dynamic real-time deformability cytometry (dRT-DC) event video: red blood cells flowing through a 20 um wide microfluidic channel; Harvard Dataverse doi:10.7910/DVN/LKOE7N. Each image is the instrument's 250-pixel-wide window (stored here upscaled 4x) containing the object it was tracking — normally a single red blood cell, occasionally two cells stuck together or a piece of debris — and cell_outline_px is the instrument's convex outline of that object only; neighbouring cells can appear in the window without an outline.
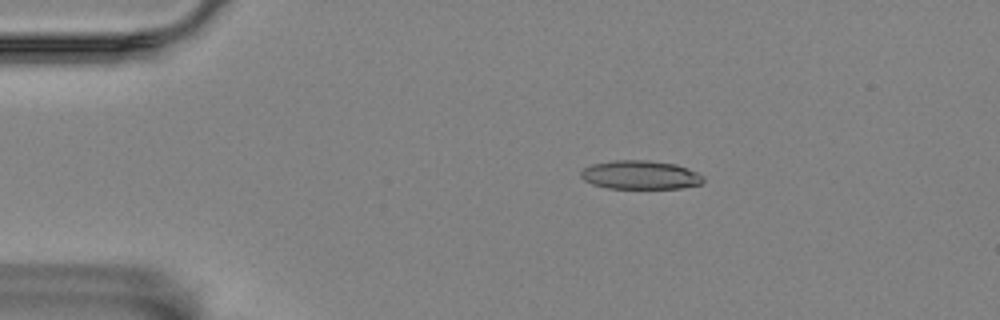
{"species": "Egyptian fruit bat (a non-hibernating species)", "species_latin": "Rousettus aegyptiacus", "temperature_condition": "room temperature", "stored_images_in_passage": 51, "camera_frame_rate_fps": 3000, "um_per_image_px": 0.085, "animal": {"sex": "female"}, "frame": {"image": 1, "passage_image": 5, "time_ms": 1.333, "image_size_px": [1000, 320], "cell_outline_px": [[704, 180], [700, 184], [680, 188], [608, 188], [592, 184], [584, 180], [580, 176], [580, 172], [584, 168], [592, 164], [612, 160], [648, 160], [676, 164], [696, 172], [704, 176]], "centroid_in_image_um": [54.4, 14.86], "position_along_channel_um": 30.6, "area_um2": 20.46}}
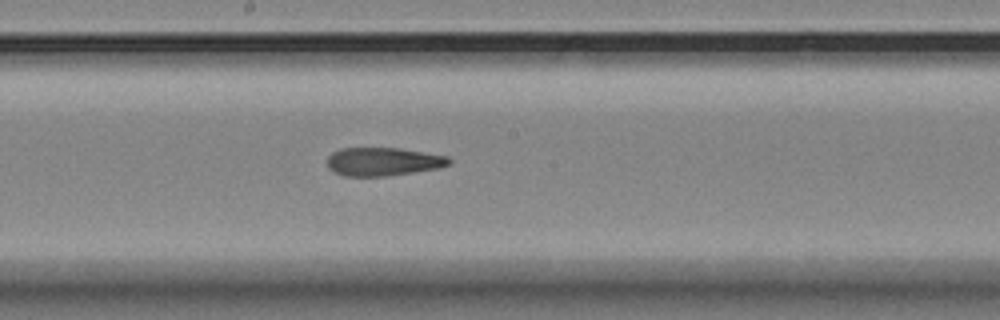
{"frame": {"image": 2, "passage_image": 25, "time_ms": 8.0, "image_size_px": [1000, 320], "cell_outline_px": [[452, 164], [440, 168], [388, 176], [344, 176], [332, 172], [328, 168], [328, 156], [332, 152], [340, 148], [400, 148], [448, 156], [452, 160]], "centroid_in_image_um": [32.58, 13.74], "position_along_channel_um": 215.6, "area_um2": 20.4}}
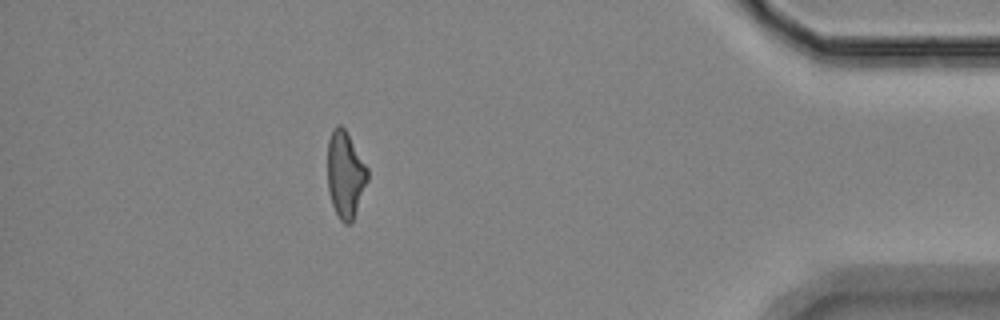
{"frame": {"image": 3, "passage_image": 45, "time_ms": 14.667, "image_size_px": [1000, 320], "cell_outline_px": [[368, 180], [352, 220], [348, 224], [344, 224], [340, 220], [332, 204], [328, 192], [328, 140], [332, 128], [336, 124], [340, 124], [344, 128], [368, 168]], "centroid_in_image_um": [29.34, 14.81], "position_along_channel_um": 405.9, "area_um2": 20.0}, "authors_computed_cell_mechanics": {"area_um2": 20.8658, "velocity_mm_per_s": 3.5259, "shape_relaxation_time_tau1_ms": null, "shape_relaxation_time_tau2_ms": 5.5657, "deformation_change_tau1": null, "deformation_change_tau2": 0.178}}